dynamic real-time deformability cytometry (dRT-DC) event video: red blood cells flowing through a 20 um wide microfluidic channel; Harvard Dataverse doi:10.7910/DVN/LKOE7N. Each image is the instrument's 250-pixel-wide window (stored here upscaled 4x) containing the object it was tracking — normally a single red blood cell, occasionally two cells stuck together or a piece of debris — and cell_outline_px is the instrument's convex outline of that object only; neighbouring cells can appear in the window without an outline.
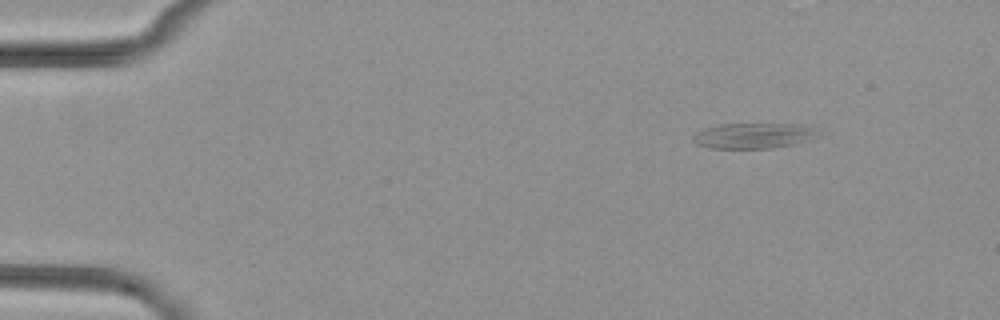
{"species": "common noctule bat (a hibernating species)", "species_latin": "Nyctalus noctula", "temperature_condition": "cold", "stored_images_in_passage": 5, "camera_frame_rate_fps": 3000, "um_per_image_px": 0.085, "animal": {"sex": "female", "body_mass_g": 29.2, "forearm_length_mm": 56.3}, "frame": {"image": 1, "passage_image": 5, "time_ms": 5.333, "image_size_px": [1000, 320], "cell_outline_px": [[820, 136], [796, 144], [772, 148], [708, 148], [696, 144], [692, 140], [692, 136], [708, 128], [720, 124], [804, 124], [816, 128]], "centroid_in_image_um": [64.13, 11.54], "position_along_channel_um": 20.9, "area_um2": 18.61}}